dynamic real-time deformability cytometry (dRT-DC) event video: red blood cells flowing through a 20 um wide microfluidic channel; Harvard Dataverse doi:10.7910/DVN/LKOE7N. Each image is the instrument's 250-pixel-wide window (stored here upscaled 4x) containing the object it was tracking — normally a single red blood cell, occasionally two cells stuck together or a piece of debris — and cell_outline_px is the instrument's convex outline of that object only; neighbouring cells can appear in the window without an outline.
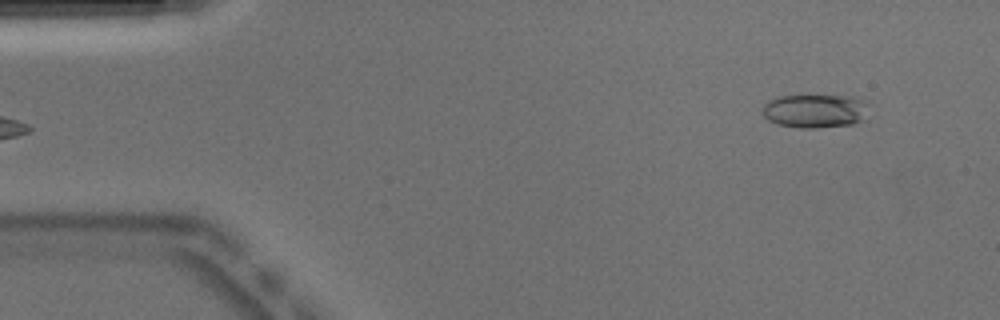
{"species": "Egyptian fruit bat (a non-hibernating species)", "species_latin": "Rousettus aegyptiacus", "temperature_condition": "warm", "stored_images_in_passage": 47, "camera_frame_rate_fps": 3000, "um_per_image_px": 0.085, "animal": {"sex": "male"}, "frame": {"image": 1, "passage_image": 1, "time_ms": 0.0, "image_size_px": [1000, 320], "cell_outline_px": [[872, 104], [860, 120], [852, 124], [816, 128], [800, 128], [776, 124], [768, 120], [764, 116], [764, 104], [768, 100], [780, 96], [860, 96], [868, 100]], "centroid_in_image_um": [69.34, 9.41], "position_along_channel_um": 15.7, "area_um2": 21.1}}
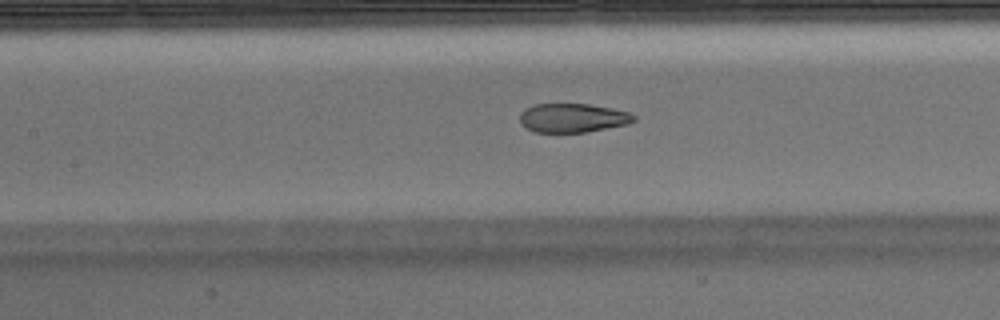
{"frame": {"image": 2, "passage_image": 19, "time_ms": 6.0, "image_size_px": [1000, 320], "cell_outline_px": [[636, 120], [628, 124], [584, 132], [536, 132], [520, 124], [520, 112], [524, 108], [536, 104], [588, 104], [612, 108], [628, 112], [636, 116]], "centroid_in_image_um": [48.67, 10.01], "position_along_channel_um": 158.7, "area_um2": 19.19}}
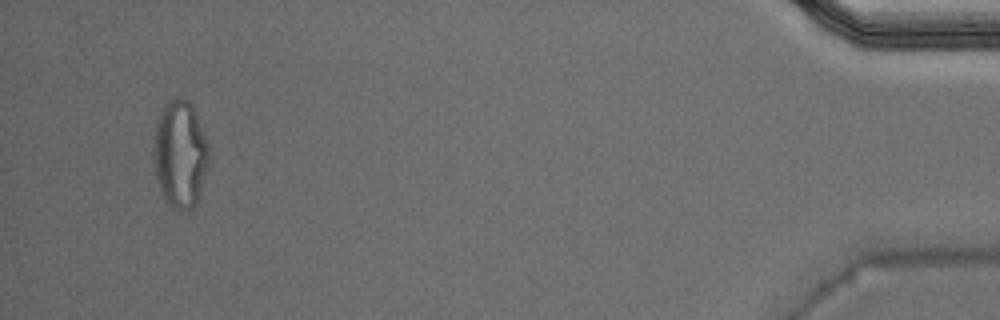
{"frame": {"image": 3, "passage_image": 45, "time_ms": 14.667, "image_size_px": [1000, 320], "cell_outline_px": [[208, 168], [196, 204], [188, 212], [180, 212], [172, 208], [160, 192], [156, 180], [152, 160], [152, 148], [156, 120], [160, 108], [168, 100], [176, 96], [180, 96], [188, 100], [192, 104], [196, 112], [208, 144]], "centroid_in_image_um": [15.27, 13.09], "position_along_channel_um": 419.9, "area_um2": 35.72}, "authors_computed_cell_mechanics": {"area_um2": 20.808, "velocity_mm_per_s": 3.9259, "shape_relaxation_time_tau1_ms": null, "shape_relaxation_time_tau2_ms": 0.8419, "deformation_change_tau1": null, "deformation_change_tau2": 0.0675}}